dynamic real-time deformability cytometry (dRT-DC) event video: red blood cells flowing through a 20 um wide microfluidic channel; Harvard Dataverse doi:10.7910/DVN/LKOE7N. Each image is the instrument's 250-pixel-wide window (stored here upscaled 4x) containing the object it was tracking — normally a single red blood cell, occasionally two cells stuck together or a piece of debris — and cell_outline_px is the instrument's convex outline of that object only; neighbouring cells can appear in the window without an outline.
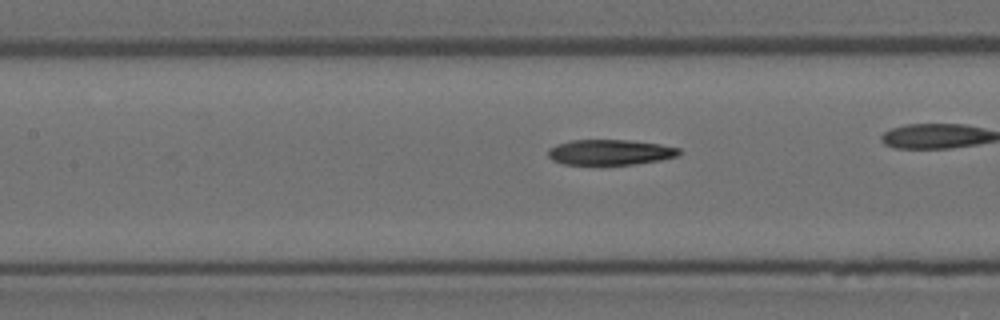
{"species": "Egyptian fruit bat (a non-hibernating species)", "species_latin": "Rousettus aegyptiacus", "temperature_condition": "room temperature", "stored_images_in_passage": 40, "camera_frame_rate_fps": 3000, "um_per_image_px": 0.085, "animal": {"sex": "female"}, "frame": {"image": 1, "passage_image": 23, "time_ms": 7.333, "image_size_px": [1000, 320], "cell_outline_px": [[680, 152], [676, 156], [660, 160], [632, 164], [564, 164], [552, 160], [548, 156], [548, 148], [556, 144], [572, 140], [632, 140], [660, 144], [680, 148]], "centroid_in_image_um": [51.83, 12.93], "position_along_channel_um": 155.6, "area_um2": 19.31}}